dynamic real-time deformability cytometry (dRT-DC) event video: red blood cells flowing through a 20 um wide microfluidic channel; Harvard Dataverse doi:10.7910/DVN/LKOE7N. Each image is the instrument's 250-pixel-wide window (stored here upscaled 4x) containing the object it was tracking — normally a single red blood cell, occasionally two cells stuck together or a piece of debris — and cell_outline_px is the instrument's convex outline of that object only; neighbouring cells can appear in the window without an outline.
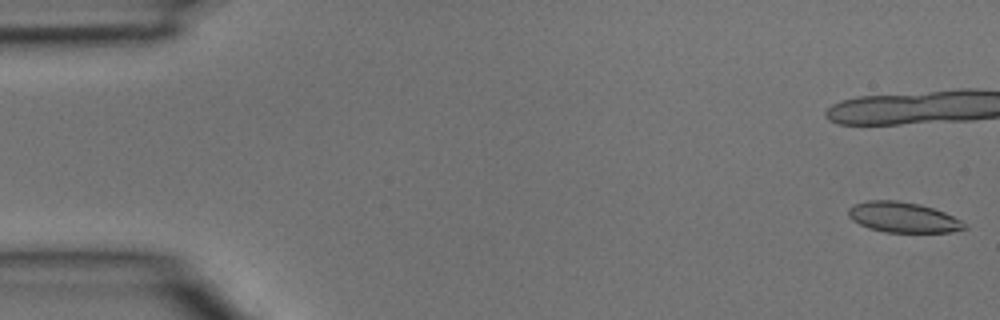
{"species": "common noctule bat (a hibernating species)", "species_latin": "Nyctalus noctula", "temperature_condition": "room temperature", "stored_images_in_passage": 5, "camera_frame_rate_fps": 3000, "um_per_image_px": 0.085, "animal": {"sex": "male", "body_mass_g": 15.6}, "frame": {"image": 1, "passage_image": 1, "time_ms": 0.0, "image_size_px": [1000, 320], "cell_outline_px": [[968, 228], [952, 232], [884, 232], [868, 228], [852, 220], [848, 216], [848, 208], [856, 204], [868, 200], [896, 200], [920, 204], [944, 212], [968, 224]], "centroid_in_image_um": [76.77, 18.48], "position_along_channel_um": 8.2, "area_um2": 20.58}}